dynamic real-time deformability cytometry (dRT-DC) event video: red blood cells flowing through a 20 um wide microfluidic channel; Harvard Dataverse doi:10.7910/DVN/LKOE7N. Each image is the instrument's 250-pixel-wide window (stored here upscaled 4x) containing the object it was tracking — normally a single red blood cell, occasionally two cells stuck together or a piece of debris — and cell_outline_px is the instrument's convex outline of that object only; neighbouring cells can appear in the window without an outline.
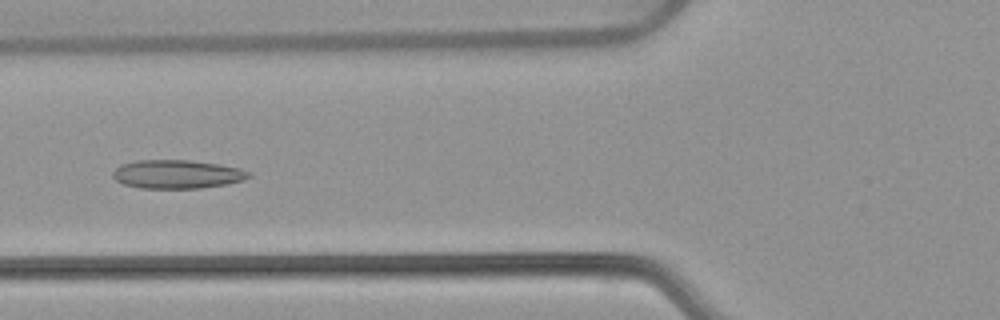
{"species": "common noctule bat (a hibernating species)", "species_latin": "Nyctalus noctula", "temperature_condition": "warm", "stored_images_in_passage": 39, "camera_frame_rate_fps": 3000, "um_per_image_px": 0.085, "animal": {"sex": "female", "body_mass_g": 22.7, "forearm_length_mm": 54.2}, "frame": {"image": 1, "passage_image": 14, "time_ms": 4.333, "image_size_px": [1000, 320], "cell_outline_px": [[252, 176], [244, 180], [224, 184], [200, 188], [140, 188], [124, 184], [116, 180], [112, 176], [112, 172], [120, 164], [140, 160], [188, 160], [220, 164], [240, 168], [248, 172]], "centroid_in_image_um": [15.04, 14.8], "position_along_channel_um": 110.8, "area_um2": 22.6}}
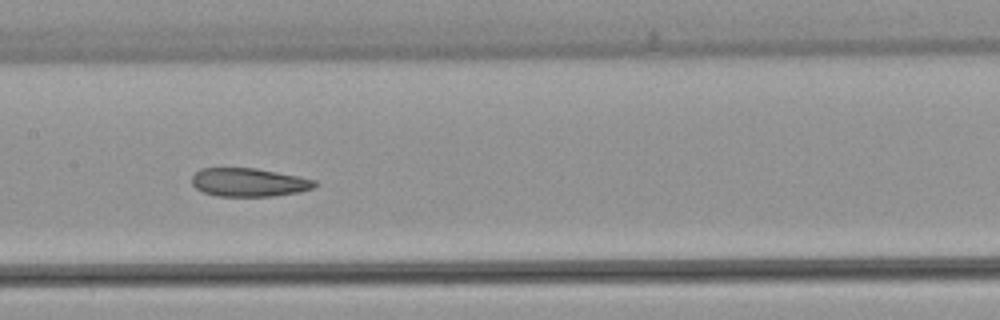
{"frame": {"image": 2, "passage_image": 20, "time_ms": 6.333, "image_size_px": [1000, 320], "cell_outline_px": [[320, 184], [312, 188], [300, 192], [272, 196], [216, 196], [204, 192], [196, 188], [192, 184], [192, 176], [200, 168], [256, 168], [300, 176], [316, 180]], "centroid_in_image_um": [21.19, 15.49], "position_along_channel_um": 186.2, "area_um2": 20.52}}
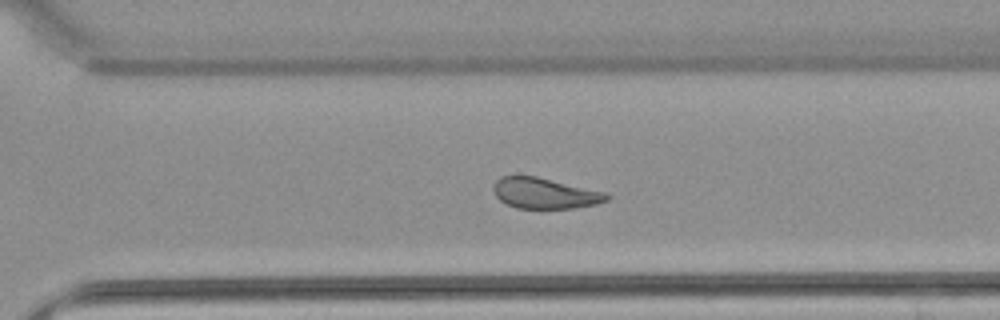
{"frame": {"image": 3, "passage_image": 31, "time_ms": 10.0, "image_size_px": [1000, 320], "cell_outline_px": [[608, 200], [596, 204], [572, 208], [516, 208], [500, 200], [496, 196], [492, 188], [496, 180], [500, 176], [536, 176], [608, 192]], "centroid_in_image_um": [46.31, 16.42], "position_along_channel_um": 324.3, "area_um2": 20.29}, "authors_computed_cell_mechanics": {"area_um2": 21.9062, "velocity_mm_per_s": 3.773, "shape_relaxation_time_tau1_ms": null, "shape_relaxation_time_tau2_ms": 2.4574, "deformation_change_tau1": null, "deformation_change_tau2": 0.1064}}